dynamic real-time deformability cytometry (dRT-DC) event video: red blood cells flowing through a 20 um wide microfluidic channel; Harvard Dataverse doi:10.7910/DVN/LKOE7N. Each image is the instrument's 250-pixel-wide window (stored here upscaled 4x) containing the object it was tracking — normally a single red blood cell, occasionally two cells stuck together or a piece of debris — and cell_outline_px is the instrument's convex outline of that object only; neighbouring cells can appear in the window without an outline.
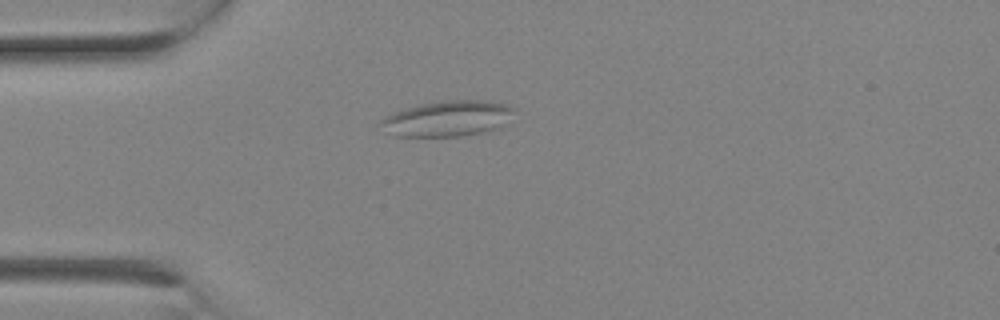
{"species": "Egyptian fruit bat (a non-hibernating species)", "species_latin": "Rousettus aegyptiacus", "temperature_condition": "room temperature", "stored_images_in_passage": 1, "camera_frame_rate_fps": 3000, "um_per_image_px": 0.085, "animal": {"sex": "female"}, "frame": {"image": 1, "passage_image": 1, "time_ms": 0.0, "image_size_px": [1000, 320], "cell_outline_px": [[516, 108], [496, 128], [488, 132], [464, 136], [396, 136], [376, 124], [384, 116], [392, 112], [420, 104], [440, 100], [488, 100], [508, 104]], "centroid_in_image_um": [37.99, 10.06], "position_along_channel_um": 47.0, "area_um2": 27.74}}